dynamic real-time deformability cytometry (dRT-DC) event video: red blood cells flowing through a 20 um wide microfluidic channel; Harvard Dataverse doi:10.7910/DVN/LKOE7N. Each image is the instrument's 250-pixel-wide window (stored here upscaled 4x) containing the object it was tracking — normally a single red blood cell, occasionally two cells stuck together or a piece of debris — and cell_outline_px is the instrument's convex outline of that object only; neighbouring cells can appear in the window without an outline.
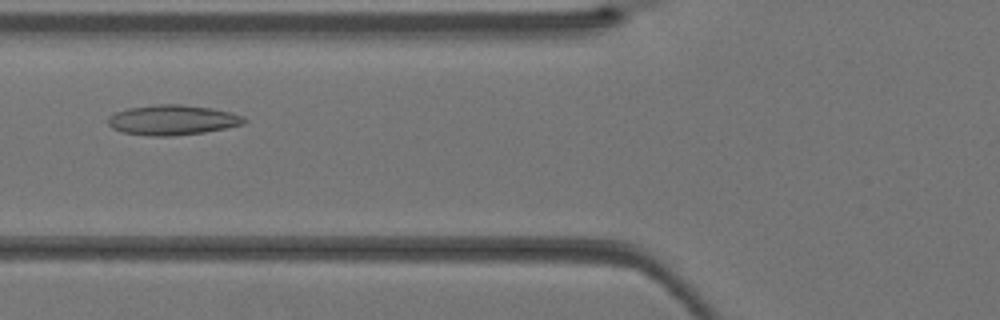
{"species": "Egyptian fruit bat (a non-hibernating species)", "species_latin": "Rousettus aegyptiacus", "temperature_condition": "warm", "stored_images_in_passage": 38, "camera_frame_rate_fps": 3000, "um_per_image_px": 0.085, "animal": {"sex": "female"}, "frame": {"image": 1, "passage_image": 14, "time_ms": 4.333, "image_size_px": [1000, 320], "cell_outline_px": [[248, 120], [244, 124], [204, 132], [172, 136], [148, 136], [120, 132], [112, 128], [108, 124], [108, 116], [116, 112], [128, 108], [160, 104], [180, 104], [212, 108], [232, 112], [244, 116]], "centroid_in_image_um": [14.66, 10.2], "position_along_channel_um": 111.1, "area_um2": 23.99}}
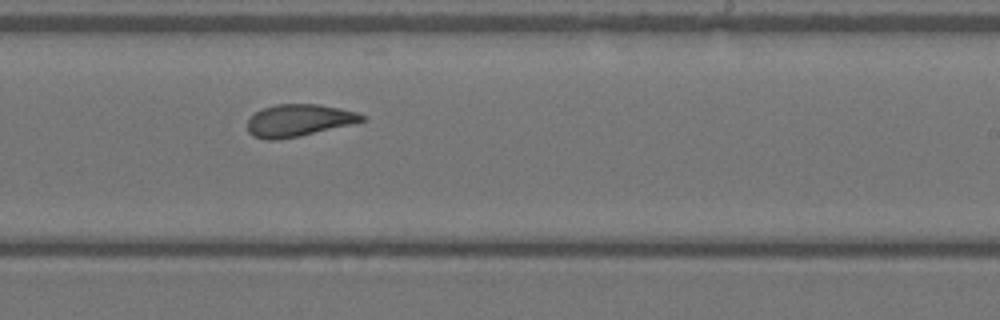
{"frame": {"image": 2, "passage_image": 23, "time_ms": 7.333, "image_size_px": [1000, 320], "cell_outline_px": [[364, 120], [300, 136], [276, 140], [264, 140], [252, 136], [248, 132], [248, 120], [256, 112], [264, 108], [276, 104], [320, 104], [340, 108], [356, 112], [364, 116]], "centroid_in_image_um": [25.33, 10.23], "position_along_channel_um": 263.7, "area_um2": 21.15}}
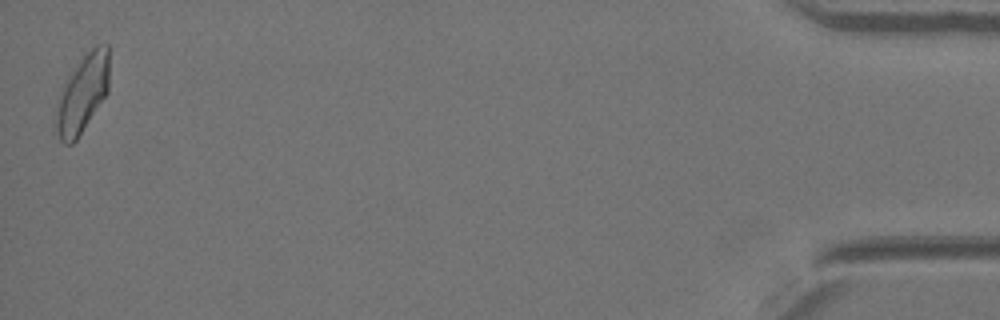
{"frame": {"image": 3, "passage_image": 38, "time_ms": 12.333, "image_size_px": [1000, 320], "cell_outline_px": [[108, 92], [76, 140], [72, 144], [64, 144], [60, 140], [52, 128], [52, 124], [60, 92], [64, 80], [84, 52], [96, 44], [108, 44]], "centroid_in_image_um": [6.95, 7.96], "position_along_channel_um": 428.3, "area_um2": 24.85}}